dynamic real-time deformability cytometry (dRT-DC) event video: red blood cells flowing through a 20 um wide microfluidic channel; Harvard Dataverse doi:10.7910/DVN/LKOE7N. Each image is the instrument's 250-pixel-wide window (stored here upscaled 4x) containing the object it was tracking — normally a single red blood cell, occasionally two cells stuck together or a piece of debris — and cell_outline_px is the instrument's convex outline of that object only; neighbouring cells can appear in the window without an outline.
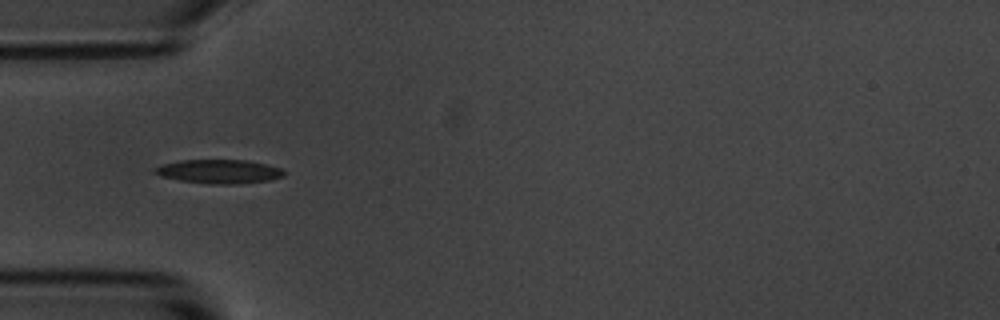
{"species": "common noctule bat (a hibernating species)", "species_latin": "Nyctalus noctula", "temperature_condition": "room temperature", "stored_images_in_passage": 6, "camera_frame_rate_fps": 3000, "um_per_image_px": 0.085, "animal": {"sex": "male", "body_mass_g": 20.1, "forearm_length_mm": 53.5}, "frame": {"image": 1, "passage_image": 5, "time_ms": 4.333, "image_size_px": [1000, 320], "cell_outline_px": [[284, 176], [272, 180], [236, 184], [212, 184], [180, 180], [160, 176], [152, 172], [152, 168], [164, 164], [180, 160], [248, 160], [280, 168], [284, 172]], "centroid_in_image_um": [18.6, 14.58], "position_along_channel_um": 66.4, "area_um2": 17.98}}